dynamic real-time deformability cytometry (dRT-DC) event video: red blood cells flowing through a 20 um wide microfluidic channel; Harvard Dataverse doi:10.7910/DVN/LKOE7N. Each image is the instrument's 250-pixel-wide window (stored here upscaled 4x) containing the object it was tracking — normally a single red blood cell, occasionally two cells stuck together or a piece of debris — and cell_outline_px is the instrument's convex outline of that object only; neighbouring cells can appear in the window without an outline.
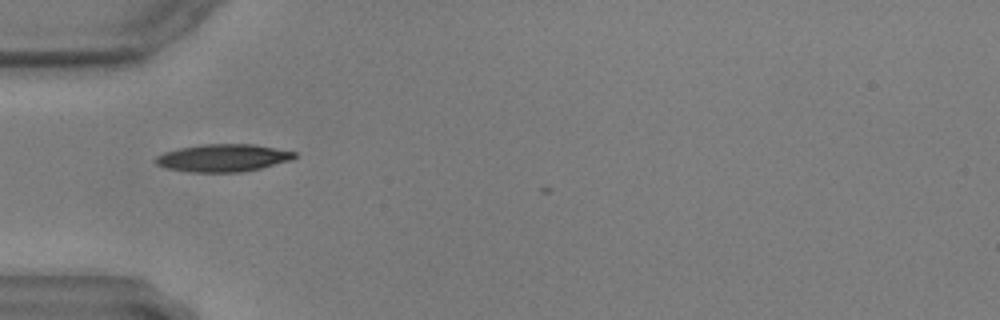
{"species": "common noctule bat (a hibernating species)", "species_latin": "Nyctalus noctula", "temperature_condition": "warm", "stored_images_in_passage": 6, "camera_frame_rate_fps": 3000, "um_per_image_px": 0.085, "animal": {"sex": "male", "body_mass_g": 17.9, "forearm_length_mm": 54.2}, "frame": {"image": 1, "passage_image": 2, "time_ms": 0.333, "image_size_px": [1000, 320], "cell_outline_px": [[296, 156], [292, 160], [260, 168], [240, 172], [188, 172], [164, 168], [156, 164], [152, 160], [156, 156], [164, 152], [180, 148], [204, 144], [252, 144], [296, 152]], "centroid_in_image_um": [18.9, 13.43], "position_along_channel_um": 66.1, "area_um2": 22.31}}